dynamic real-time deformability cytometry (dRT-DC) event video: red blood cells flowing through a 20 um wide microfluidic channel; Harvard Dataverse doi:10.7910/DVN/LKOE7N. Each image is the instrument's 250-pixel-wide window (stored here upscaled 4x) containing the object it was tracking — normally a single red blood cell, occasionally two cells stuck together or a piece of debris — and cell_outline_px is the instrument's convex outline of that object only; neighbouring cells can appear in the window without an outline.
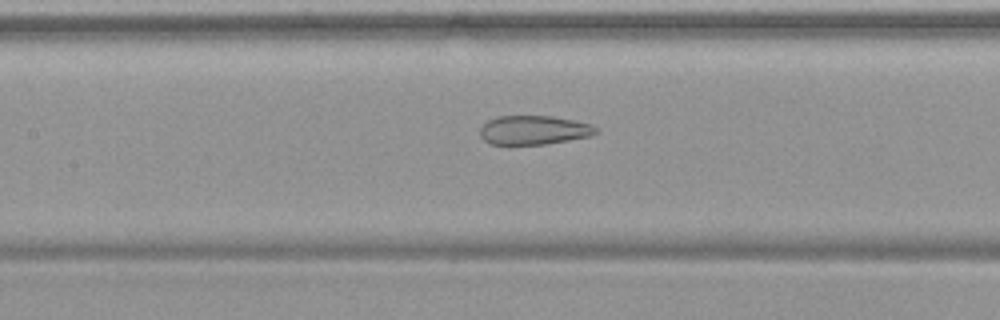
{"species": "common noctule bat (a hibernating species)", "species_latin": "Nyctalus noctula", "temperature_condition": "warm", "stored_images_in_passage": 53, "camera_frame_rate_fps": 3000, "um_per_image_px": 0.085, "animal": {"sex": "female", "body_mass_g": 19.9}, "frame": {"image": 1, "passage_image": 25, "time_ms": 8.0, "image_size_px": [1000, 320], "cell_outline_px": [[600, 132], [592, 136], [544, 144], [492, 144], [484, 140], [480, 136], [480, 128], [488, 120], [500, 116], [552, 116], [592, 124]], "centroid_in_image_um": [45.4, 11.05], "position_along_channel_um": 162.0, "area_um2": 19.54}}
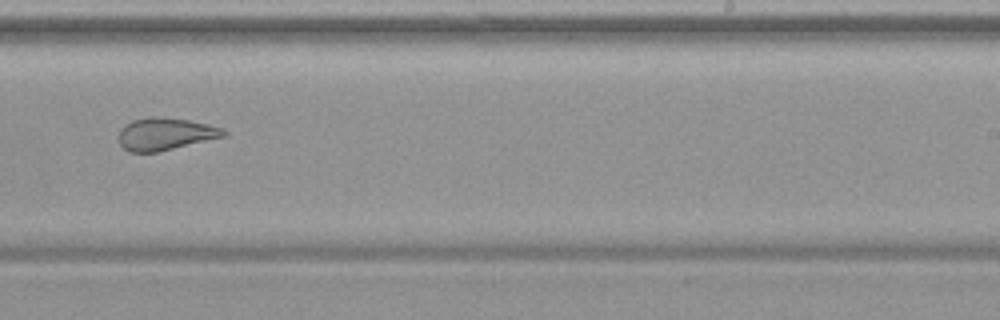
{"frame": {"image": 2, "passage_image": 34, "time_ms": 11.0, "image_size_px": [1000, 320], "cell_outline_px": [[228, 136], [156, 152], [128, 152], [120, 144], [120, 128], [124, 124], [132, 120], [148, 116], [156, 116], [188, 120], [208, 124], [224, 128], [228, 132]], "centroid_in_image_um": [14.08, 11.38], "position_along_channel_um": 274.9, "area_um2": 19.94}}
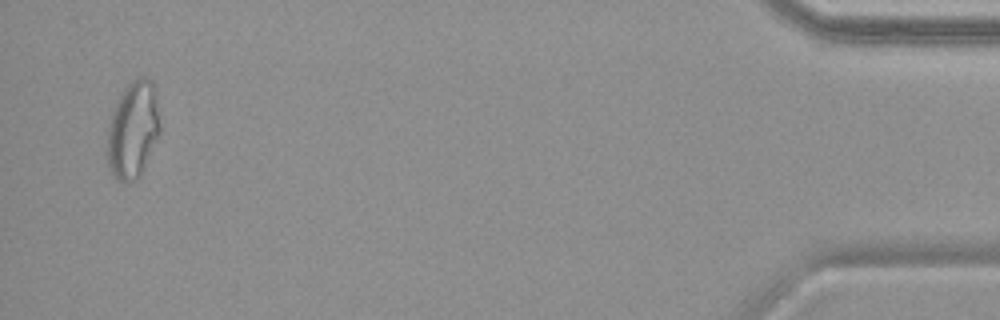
{"frame": {"image": 3, "passage_image": 52, "time_ms": 17.0, "image_size_px": [1000, 320], "cell_outline_px": [[160, 136], [140, 176], [136, 180], [120, 180], [112, 176], [108, 164], [108, 128], [112, 112], [124, 88], [136, 76], [152, 80], [156, 92], [160, 128]], "centroid_in_image_um": [11.33, 11.02], "position_along_channel_um": 423.9, "area_um2": 29.77}, "authors_computed_cell_mechanics": {"area_um2": 26.6458, "velocity_mm_per_s": 3.7849, "shape_relaxation_time_tau1_ms": null, "shape_relaxation_time_tau2_ms": 1.9276, "deformation_change_tau1": null, "deformation_change_tau2": 0.1098}}